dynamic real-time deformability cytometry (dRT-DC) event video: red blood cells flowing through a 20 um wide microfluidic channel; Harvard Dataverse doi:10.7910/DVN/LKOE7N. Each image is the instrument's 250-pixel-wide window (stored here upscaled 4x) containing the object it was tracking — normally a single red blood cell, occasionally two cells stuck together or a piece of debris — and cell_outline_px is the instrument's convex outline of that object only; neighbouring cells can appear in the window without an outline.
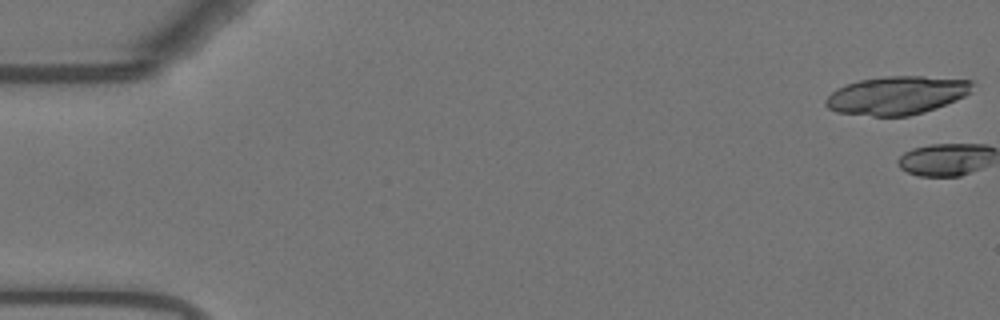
{"species": "Egyptian fruit bat (a non-hibernating species)", "species_latin": "Rousettus aegyptiacus", "temperature_condition": "warm", "stored_images_in_passage": 2, "camera_frame_rate_fps": 3000, "um_per_image_px": 0.085, "animal": {"sex": "female"}, "frame": {"image": 1, "passage_image": 1, "time_ms": 0.0, "image_size_px": [1000, 320], "cell_outline_px": [[972, 92], [956, 100], [936, 108], [924, 112], [908, 116], [872, 116], [836, 112], [828, 108], [824, 104], [824, 100], [832, 92], [848, 84], [860, 80], [888, 76], [924, 76], [972, 80]], "centroid_in_image_um": [76.24, 8.11], "position_along_channel_um": 8.8, "area_um2": 32.66}}